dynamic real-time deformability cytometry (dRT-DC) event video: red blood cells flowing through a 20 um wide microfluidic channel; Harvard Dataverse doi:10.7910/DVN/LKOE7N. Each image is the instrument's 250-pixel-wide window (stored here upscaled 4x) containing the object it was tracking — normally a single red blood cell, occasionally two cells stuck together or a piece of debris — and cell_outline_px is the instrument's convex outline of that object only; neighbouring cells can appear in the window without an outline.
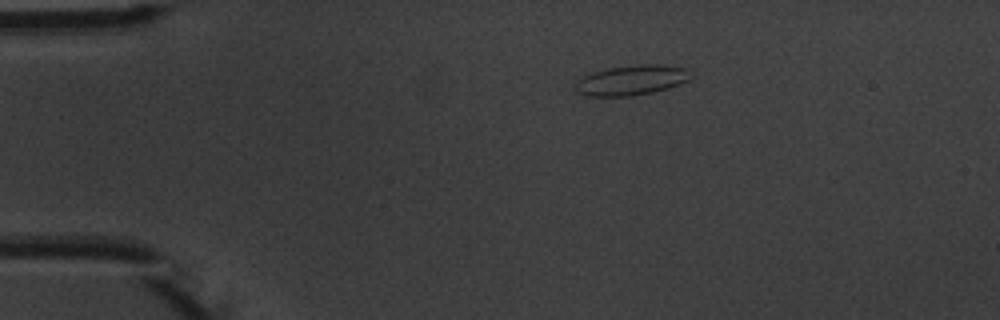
{"species": "common noctule bat (a hibernating species)", "species_latin": "Nyctalus noctula", "temperature_condition": "warm", "stored_images_in_passage": 2, "camera_frame_rate_fps": 3000, "um_per_image_px": 0.085, "animal": {"sex": "male", "body_mass_g": 20.1, "forearm_length_mm": 53.5}, "frame": {"image": 1, "passage_image": 1, "time_ms": 0.0, "image_size_px": [1000, 320], "cell_outline_px": [[688, 80], [668, 88], [652, 92], [632, 96], [588, 96], [576, 92], [572, 88], [572, 84], [576, 80], [592, 72], [608, 68], [644, 64], [656, 64], [684, 68]], "centroid_in_image_um": [53.52, 6.83], "position_along_channel_um": 31.5, "area_um2": 19.94}}